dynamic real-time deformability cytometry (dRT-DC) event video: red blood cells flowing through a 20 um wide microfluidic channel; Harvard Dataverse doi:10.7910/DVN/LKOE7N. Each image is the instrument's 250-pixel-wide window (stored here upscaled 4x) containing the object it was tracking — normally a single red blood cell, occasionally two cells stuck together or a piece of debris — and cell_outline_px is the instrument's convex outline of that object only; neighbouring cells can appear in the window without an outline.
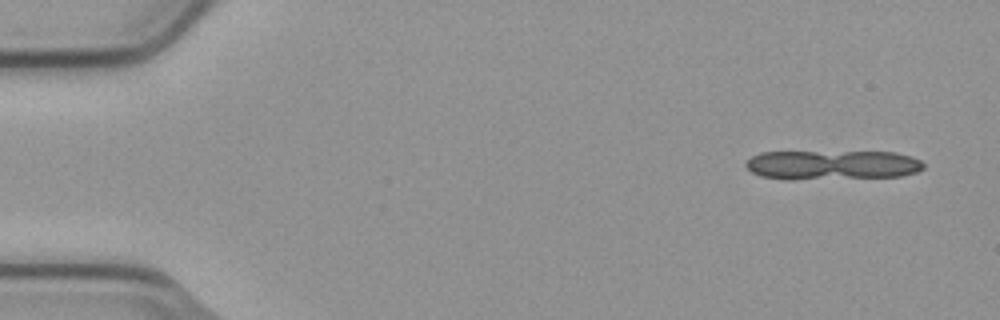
{"species": "common noctule bat (a hibernating species)", "species_latin": "Nyctalus noctula", "temperature_condition": "cold", "stored_images_in_passage": 5, "segment_of_instrument_passage": [1, 2], "camera_frame_rate_fps": 3000, "um_per_image_px": 0.085, "animal": {"sex": "male", "body_mass_g": 23.1, "forearm_length_mm": 52.7}, "frame": {"image": 1, "passage_image": 1, "time_ms": 0.0, "image_size_px": [1000, 320], "cell_outline_px": [[924, 168], [916, 172], [900, 176], [760, 176], [752, 172], [744, 164], [752, 156], [760, 152], [896, 152], [912, 156], [920, 160], [924, 164]], "centroid_in_image_um": [70.83, 13.95], "position_along_channel_um": 14.2, "area_um2": 28.61}}